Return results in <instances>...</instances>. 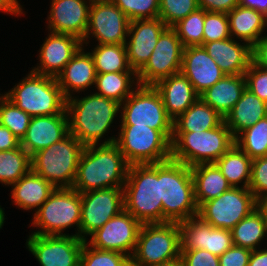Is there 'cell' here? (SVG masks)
<instances>
[{
    "label": "cell",
    "mask_w": 267,
    "mask_h": 266,
    "mask_svg": "<svg viewBox=\"0 0 267 266\" xmlns=\"http://www.w3.org/2000/svg\"><path fill=\"white\" fill-rule=\"evenodd\" d=\"M184 48L203 45L204 10L198 8L172 27Z\"/></svg>",
    "instance_id": "f35d334b"
},
{
    "label": "cell",
    "mask_w": 267,
    "mask_h": 266,
    "mask_svg": "<svg viewBox=\"0 0 267 266\" xmlns=\"http://www.w3.org/2000/svg\"><path fill=\"white\" fill-rule=\"evenodd\" d=\"M183 50L176 31L168 27L160 35L145 66L137 73L139 85L154 86L160 80L181 72Z\"/></svg>",
    "instance_id": "5bb4252c"
},
{
    "label": "cell",
    "mask_w": 267,
    "mask_h": 266,
    "mask_svg": "<svg viewBox=\"0 0 267 266\" xmlns=\"http://www.w3.org/2000/svg\"><path fill=\"white\" fill-rule=\"evenodd\" d=\"M39 51V62L32 72L57 77L82 45V40L70 34L50 32Z\"/></svg>",
    "instance_id": "44dd1931"
},
{
    "label": "cell",
    "mask_w": 267,
    "mask_h": 266,
    "mask_svg": "<svg viewBox=\"0 0 267 266\" xmlns=\"http://www.w3.org/2000/svg\"><path fill=\"white\" fill-rule=\"evenodd\" d=\"M31 170V156L19 146L0 151V183L11 186Z\"/></svg>",
    "instance_id": "8d00e7d4"
},
{
    "label": "cell",
    "mask_w": 267,
    "mask_h": 266,
    "mask_svg": "<svg viewBox=\"0 0 267 266\" xmlns=\"http://www.w3.org/2000/svg\"><path fill=\"white\" fill-rule=\"evenodd\" d=\"M257 209L263 214L267 222V193L257 199Z\"/></svg>",
    "instance_id": "9f6ffc18"
},
{
    "label": "cell",
    "mask_w": 267,
    "mask_h": 266,
    "mask_svg": "<svg viewBox=\"0 0 267 266\" xmlns=\"http://www.w3.org/2000/svg\"><path fill=\"white\" fill-rule=\"evenodd\" d=\"M230 37L228 15L204 10L203 43L225 40Z\"/></svg>",
    "instance_id": "ee69618b"
},
{
    "label": "cell",
    "mask_w": 267,
    "mask_h": 266,
    "mask_svg": "<svg viewBox=\"0 0 267 266\" xmlns=\"http://www.w3.org/2000/svg\"><path fill=\"white\" fill-rule=\"evenodd\" d=\"M198 8V0H159L158 18H161L167 27H173Z\"/></svg>",
    "instance_id": "b9f144b4"
},
{
    "label": "cell",
    "mask_w": 267,
    "mask_h": 266,
    "mask_svg": "<svg viewBox=\"0 0 267 266\" xmlns=\"http://www.w3.org/2000/svg\"><path fill=\"white\" fill-rule=\"evenodd\" d=\"M239 4L244 7L255 9L267 16V0H239Z\"/></svg>",
    "instance_id": "11a10c76"
},
{
    "label": "cell",
    "mask_w": 267,
    "mask_h": 266,
    "mask_svg": "<svg viewBox=\"0 0 267 266\" xmlns=\"http://www.w3.org/2000/svg\"><path fill=\"white\" fill-rule=\"evenodd\" d=\"M93 49L96 74L135 72L129 66L125 44H97Z\"/></svg>",
    "instance_id": "d590c367"
},
{
    "label": "cell",
    "mask_w": 267,
    "mask_h": 266,
    "mask_svg": "<svg viewBox=\"0 0 267 266\" xmlns=\"http://www.w3.org/2000/svg\"><path fill=\"white\" fill-rule=\"evenodd\" d=\"M230 231L235 246L254 251L258 249L257 246L267 236V222L263 214L258 209H255Z\"/></svg>",
    "instance_id": "e575fe53"
},
{
    "label": "cell",
    "mask_w": 267,
    "mask_h": 266,
    "mask_svg": "<svg viewBox=\"0 0 267 266\" xmlns=\"http://www.w3.org/2000/svg\"><path fill=\"white\" fill-rule=\"evenodd\" d=\"M194 183V196L198 208L206 201L217 198L231 185L215 163L190 167Z\"/></svg>",
    "instance_id": "f546056e"
},
{
    "label": "cell",
    "mask_w": 267,
    "mask_h": 266,
    "mask_svg": "<svg viewBox=\"0 0 267 266\" xmlns=\"http://www.w3.org/2000/svg\"><path fill=\"white\" fill-rule=\"evenodd\" d=\"M69 134V119L67 111L49 116H34L31 118L25 136L20 146L32 156L36 152L59 142Z\"/></svg>",
    "instance_id": "7402d4cb"
},
{
    "label": "cell",
    "mask_w": 267,
    "mask_h": 266,
    "mask_svg": "<svg viewBox=\"0 0 267 266\" xmlns=\"http://www.w3.org/2000/svg\"><path fill=\"white\" fill-rule=\"evenodd\" d=\"M246 89L245 75H225L199 97L223 118L231 111Z\"/></svg>",
    "instance_id": "4316f807"
},
{
    "label": "cell",
    "mask_w": 267,
    "mask_h": 266,
    "mask_svg": "<svg viewBox=\"0 0 267 266\" xmlns=\"http://www.w3.org/2000/svg\"><path fill=\"white\" fill-rule=\"evenodd\" d=\"M235 144L252 160L267 155V116L240 132Z\"/></svg>",
    "instance_id": "74e56055"
},
{
    "label": "cell",
    "mask_w": 267,
    "mask_h": 266,
    "mask_svg": "<svg viewBox=\"0 0 267 266\" xmlns=\"http://www.w3.org/2000/svg\"><path fill=\"white\" fill-rule=\"evenodd\" d=\"M91 2H94V1H111V0H90Z\"/></svg>",
    "instance_id": "91938a15"
},
{
    "label": "cell",
    "mask_w": 267,
    "mask_h": 266,
    "mask_svg": "<svg viewBox=\"0 0 267 266\" xmlns=\"http://www.w3.org/2000/svg\"><path fill=\"white\" fill-rule=\"evenodd\" d=\"M130 21L159 16V0H111Z\"/></svg>",
    "instance_id": "7bdbcfd3"
},
{
    "label": "cell",
    "mask_w": 267,
    "mask_h": 266,
    "mask_svg": "<svg viewBox=\"0 0 267 266\" xmlns=\"http://www.w3.org/2000/svg\"><path fill=\"white\" fill-rule=\"evenodd\" d=\"M202 46L226 75L245 74L252 62V47L231 37L203 43Z\"/></svg>",
    "instance_id": "cb8c5ba5"
},
{
    "label": "cell",
    "mask_w": 267,
    "mask_h": 266,
    "mask_svg": "<svg viewBox=\"0 0 267 266\" xmlns=\"http://www.w3.org/2000/svg\"><path fill=\"white\" fill-rule=\"evenodd\" d=\"M56 80L66 99L72 97L73 91H84L94 85L96 70L90 52H84L81 46L57 75Z\"/></svg>",
    "instance_id": "d4e9b609"
},
{
    "label": "cell",
    "mask_w": 267,
    "mask_h": 266,
    "mask_svg": "<svg viewBox=\"0 0 267 266\" xmlns=\"http://www.w3.org/2000/svg\"><path fill=\"white\" fill-rule=\"evenodd\" d=\"M184 266H220L219 257L204 249L181 250Z\"/></svg>",
    "instance_id": "7dc6e473"
},
{
    "label": "cell",
    "mask_w": 267,
    "mask_h": 266,
    "mask_svg": "<svg viewBox=\"0 0 267 266\" xmlns=\"http://www.w3.org/2000/svg\"><path fill=\"white\" fill-rule=\"evenodd\" d=\"M85 146L70 133L31 156V170L55 188H72Z\"/></svg>",
    "instance_id": "52a82bcc"
},
{
    "label": "cell",
    "mask_w": 267,
    "mask_h": 266,
    "mask_svg": "<svg viewBox=\"0 0 267 266\" xmlns=\"http://www.w3.org/2000/svg\"><path fill=\"white\" fill-rule=\"evenodd\" d=\"M94 85L98 90L96 94L122 104L139 83L136 72H113L96 74Z\"/></svg>",
    "instance_id": "836d02e7"
},
{
    "label": "cell",
    "mask_w": 267,
    "mask_h": 266,
    "mask_svg": "<svg viewBox=\"0 0 267 266\" xmlns=\"http://www.w3.org/2000/svg\"><path fill=\"white\" fill-rule=\"evenodd\" d=\"M266 116V102L262 101L246 88L243 91L241 98L224 118V122L230 129L232 135L236 137L240 132L253 126Z\"/></svg>",
    "instance_id": "f1b7e54d"
},
{
    "label": "cell",
    "mask_w": 267,
    "mask_h": 266,
    "mask_svg": "<svg viewBox=\"0 0 267 266\" xmlns=\"http://www.w3.org/2000/svg\"><path fill=\"white\" fill-rule=\"evenodd\" d=\"M20 146V140L12 132L0 124V151L16 149Z\"/></svg>",
    "instance_id": "816d5d0a"
},
{
    "label": "cell",
    "mask_w": 267,
    "mask_h": 266,
    "mask_svg": "<svg viewBox=\"0 0 267 266\" xmlns=\"http://www.w3.org/2000/svg\"><path fill=\"white\" fill-rule=\"evenodd\" d=\"M80 194L81 222L79 238L83 240H87V236H90L112 217L125 210L123 188L112 187Z\"/></svg>",
    "instance_id": "4fadbf2b"
},
{
    "label": "cell",
    "mask_w": 267,
    "mask_h": 266,
    "mask_svg": "<svg viewBox=\"0 0 267 266\" xmlns=\"http://www.w3.org/2000/svg\"><path fill=\"white\" fill-rule=\"evenodd\" d=\"M160 199L163 223H179L198 216L189 166L172 159L160 163Z\"/></svg>",
    "instance_id": "277c9868"
},
{
    "label": "cell",
    "mask_w": 267,
    "mask_h": 266,
    "mask_svg": "<svg viewBox=\"0 0 267 266\" xmlns=\"http://www.w3.org/2000/svg\"><path fill=\"white\" fill-rule=\"evenodd\" d=\"M257 209V199L248 188L231 187L198 208V217L214 228L231 230Z\"/></svg>",
    "instance_id": "7c38bea8"
},
{
    "label": "cell",
    "mask_w": 267,
    "mask_h": 266,
    "mask_svg": "<svg viewBox=\"0 0 267 266\" xmlns=\"http://www.w3.org/2000/svg\"><path fill=\"white\" fill-rule=\"evenodd\" d=\"M141 225L132 214L123 210L93 232L87 243L95 249L114 251L131 258Z\"/></svg>",
    "instance_id": "e0dca14e"
},
{
    "label": "cell",
    "mask_w": 267,
    "mask_h": 266,
    "mask_svg": "<svg viewBox=\"0 0 267 266\" xmlns=\"http://www.w3.org/2000/svg\"><path fill=\"white\" fill-rule=\"evenodd\" d=\"M234 144L235 137L224 121L201 132H173L171 159L189 167L215 163Z\"/></svg>",
    "instance_id": "5b68a950"
},
{
    "label": "cell",
    "mask_w": 267,
    "mask_h": 266,
    "mask_svg": "<svg viewBox=\"0 0 267 266\" xmlns=\"http://www.w3.org/2000/svg\"><path fill=\"white\" fill-rule=\"evenodd\" d=\"M231 38L248 43L251 47L262 37L266 16L255 9L240 4L227 13Z\"/></svg>",
    "instance_id": "4dcf8cb0"
},
{
    "label": "cell",
    "mask_w": 267,
    "mask_h": 266,
    "mask_svg": "<svg viewBox=\"0 0 267 266\" xmlns=\"http://www.w3.org/2000/svg\"><path fill=\"white\" fill-rule=\"evenodd\" d=\"M248 189L256 199L267 193V155L252 160Z\"/></svg>",
    "instance_id": "f6af8a7d"
},
{
    "label": "cell",
    "mask_w": 267,
    "mask_h": 266,
    "mask_svg": "<svg viewBox=\"0 0 267 266\" xmlns=\"http://www.w3.org/2000/svg\"><path fill=\"white\" fill-rule=\"evenodd\" d=\"M116 144L129 165L157 164L171 159V142L149 126L120 125Z\"/></svg>",
    "instance_id": "30bf717a"
},
{
    "label": "cell",
    "mask_w": 267,
    "mask_h": 266,
    "mask_svg": "<svg viewBox=\"0 0 267 266\" xmlns=\"http://www.w3.org/2000/svg\"><path fill=\"white\" fill-rule=\"evenodd\" d=\"M3 209L4 208H1V206H0V229L4 225V220H5V212Z\"/></svg>",
    "instance_id": "680465c9"
},
{
    "label": "cell",
    "mask_w": 267,
    "mask_h": 266,
    "mask_svg": "<svg viewBox=\"0 0 267 266\" xmlns=\"http://www.w3.org/2000/svg\"><path fill=\"white\" fill-rule=\"evenodd\" d=\"M181 254L180 229L175 222L142 224L131 266H155Z\"/></svg>",
    "instance_id": "9c48e42d"
},
{
    "label": "cell",
    "mask_w": 267,
    "mask_h": 266,
    "mask_svg": "<svg viewBox=\"0 0 267 266\" xmlns=\"http://www.w3.org/2000/svg\"><path fill=\"white\" fill-rule=\"evenodd\" d=\"M168 27L161 18L130 21L125 42L129 66L138 73L149 60L160 35ZM129 37V38H128Z\"/></svg>",
    "instance_id": "d6986e66"
},
{
    "label": "cell",
    "mask_w": 267,
    "mask_h": 266,
    "mask_svg": "<svg viewBox=\"0 0 267 266\" xmlns=\"http://www.w3.org/2000/svg\"><path fill=\"white\" fill-rule=\"evenodd\" d=\"M115 142L116 137H110L99 146H85L73 189L85 193L112 187L124 188L130 165Z\"/></svg>",
    "instance_id": "6da1fadb"
},
{
    "label": "cell",
    "mask_w": 267,
    "mask_h": 266,
    "mask_svg": "<svg viewBox=\"0 0 267 266\" xmlns=\"http://www.w3.org/2000/svg\"><path fill=\"white\" fill-rule=\"evenodd\" d=\"M178 224L181 250L204 249L219 257L234 245L229 229L214 228L198 216Z\"/></svg>",
    "instance_id": "ac0fdd59"
},
{
    "label": "cell",
    "mask_w": 267,
    "mask_h": 266,
    "mask_svg": "<svg viewBox=\"0 0 267 266\" xmlns=\"http://www.w3.org/2000/svg\"><path fill=\"white\" fill-rule=\"evenodd\" d=\"M246 88L267 103V69L250 63L245 72Z\"/></svg>",
    "instance_id": "bcb514c9"
},
{
    "label": "cell",
    "mask_w": 267,
    "mask_h": 266,
    "mask_svg": "<svg viewBox=\"0 0 267 266\" xmlns=\"http://www.w3.org/2000/svg\"><path fill=\"white\" fill-rule=\"evenodd\" d=\"M154 87L159 92L166 112L173 121L199 98V94L182 72L160 80Z\"/></svg>",
    "instance_id": "484cf974"
},
{
    "label": "cell",
    "mask_w": 267,
    "mask_h": 266,
    "mask_svg": "<svg viewBox=\"0 0 267 266\" xmlns=\"http://www.w3.org/2000/svg\"><path fill=\"white\" fill-rule=\"evenodd\" d=\"M252 62L260 68L267 69V35L262 36L252 46Z\"/></svg>",
    "instance_id": "f907efd6"
},
{
    "label": "cell",
    "mask_w": 267,
    "mask_h": 266,
    "mask_svg": "<svg viewBox=\"0 0 267 266\" xmlns=\"http://www.w3.org/2000/svg\"><path fill=\"white\" fill-rule=\"evenodd\" d=\"M12 186L11 197L14 204L23 210L35 209V212L48 199L55 187L30 170Z\"/></svg>",
    "instance_id": "83f0119b"
},
{
    "label": "cell",
    "mask_w": 267,
    "mask_h": 266,
    "mask_svg": "<svg viewBox=\"0 0 267 266\" xmlns=\"http://www.w3.org/2000/svg\"><path fill=\"white\" fill-rule=\"evenodd\" d=\"M248 266H267V249L252 251Z\"/></svg>",
    "instance_id": "db71d44e"
},
{
    "label": "cell",
    "mask_w": 267,
    "mask_h": 266,
    "mask_svg": "<svg viewBox=\"0 0 267 266\" xmlns=\"http://www.w3.org/2000/svg\"><path fill=\"white\" fill-rule=\"evenodd\" d=\"M252 250L233 245L219 256L220 266H248Z\"/></svg>",
    "instance_id": "c3c4849f"
},
{
    "label": "cell",
    "mask_w": 267,
    "mask_h": 266,
    "mask_svg": "<svg viewBox=\"0 0 267 266\" xmlns=\"http://www.w3.org/2000/svg\"><path fill=\"white\" fill-rule=\"evenodd\" d=\"M85 240L74 235H29L27 249L41 266H80Z\"/></svg>",
    "instance_id": "2e32d148"
},
{
    "label": "cell",
    "mask_w": 267,
    "mask_h": 266,
    "mask_svg": "<svg viewBox=\"0 0 267 266\" xmlns=\"http://www.w3.org/2000/svg\"><path fill=\"white\" fill-rule=\"evenodd\" d=\"M123 189L125 210L141 224L163 223L160 163L130 165Z\"/></svg>",
    "instance_id": "3957f363"
},
{
    "label": "cell",
    "mask_w": 267,
    "mask_h": 266,
    "mask_svg": "<svg viewBox=\"0 0 267 266\" xmlns=\"http://www.w3.org/2000/svg\"><path fill=\"white\" fill-rule=\"evenodd\" d=\"M48 30L83 40L89 22L90 0H51Z\"/></svg>",
    "instance_id": "ffe728a7"
},
{
    "label": "cell",
    "mask_w": 267,
    "mask_h": 266,
    "mask_svg": "<svg viewBox=\"0 0 267 266\" xmlns=\"http://www.w3.org/2000/svg\"><path fill=\"white\" fill-rule=\"evenodd\" d=\"M223 121L224 118L199 97L173 121V132H201L215 128Z\"/></svg>",
    "instance_id": "1f68e13d"
},
{
    "label": "cell",
    "mask_w": 267,
    "mask_h": 266,
    "mask_svg": "<svg viewBox=\"0 0 267 266\" xmlns=\"http://www.w3.org/2000/svg\"><path fill=\"white\" fill-rule=\"evenodd\" d=\"M215 164L221 170L231 187L249 188L252 159L234 144ZM244 180V181H243Z\"/></svg>",
    "instance_id": "d6a6232c"
},
{
    "label": "cell",
    "mask_w": 267,
    "mask_h": 266,
    "mask_svg": "<svg viewBox=\"0 0 267 266\" xmlns=\"http://www.w3.org/2000/svg\"><path fill=\"white\" fill-rule=\"evenodd\" d=\"M22 6L18 0H0V11L11 14L21 15L23 14Z\"/></svg>",
    "instance_id": "f5cc1de1"
},
{
    "label": "cell",
    "mask_w": 267,
    "mask_h": 266,
    "mask_svg": "<svg viewBox=\"0 0 267 266\" xmlns=\"http://www.w3.org/2000/svg\"><path fill=\"white\" fill-rule=\"evenodd\" d=\"M85 240L81 255L80 266H131V259L125 254L114 251L98 250Z\"/></svg>",
    "instance_id": "60d3db41"
},
{
    "label": "cell",
    "mask_w": 267,
    "mask_h": 266,
    "mask_svg": "<svg viewBox=\"0 0 267 266\" xmlns=\"http://www.w3.org/2000/svg\"><path fill=\"white\" fill-rule=\"evenodd\" d=\"M121 109V125L149 126L159 130L171 142L173 120L154 86H137L121 104Z\"/></svg>",
    "instance_id": "8fae6325"
},
{
    "label": "cell",
    "mask_w": 267,
    "mask_h": 266,
    "mask_svg": "<svg viewBox=\"0 0 267 266\" xmlns=\"http://www.w3.org/2000/svg\"><path fill=\"white\" fill-rule=\"evenodd\" d=\"M31 118L4 95L0 96V124L7 127L20 141L27 132Z\"/></svg>",
    "instance_id": "ab89813d"
},
{
    "label": "cell",
    "mask_w": 267,
    "mask_h": 266,
    "mask_svg": "<svg viewBox=\"0 0 267 266\" xmlns=\"http://www.w3.org/2000/svg\"><path fill=\"white\" fill-rule=\"evenodd\" d=\"M121 104L91 93L86 97H70L66 100L69 133L84 146L97 145L108 132Z\"/></svg>",
    "instance_id": "7a4b0ae2"
},
{
    "label": "cell",
    "mask_w": 267,
    "mask_h": 266,
    "mask_svg": "<svg viewBox=\"0 0 267 266\" xmlns=\"http://www.w3.org/2000/svg\"><path fill=\"white\" fill-rule=\"evenodd\" d=\"M129 25V18L112 1H94L82 45L90 42V35L98 44H125Z\"/></svg>",
    "instance_id": "9a60e30c"
},
{
    "label": "cell",
    "mask_w": 267,
    "mask_h": 266,
    "mask_svg": "<svg viewBox=\"0 0 267 266\" xmlns=\"http://www.w3.org/2000/svg\"><path fill=\"white\" fill-rule=\"evenodd\" d=\"M181 72L199 95L226 75L203 46L184 48Z\"/></svg>",
    "instance_id": "603a6c76"
},
{
    "label": "cell",
    "mask_w": 267,
    "mask_h": 266,
    "mask_svg": "<svg viewBox=\"0 0 267 266\" xmlns=\"http://www.w3.org/2000/svg\"><path fill=\"white\" fill-rule=\"evenodd\" d=\"M155 266H184V264H183L181 257H178L172 261L161 263V264L155 265Z\"/></svg>",
    "instance_id": "6f0895ef"
},
{
    "label": "cell",
    "mask_w": 267,
    "mask_h": 266,
    "mask_svg": "<svg viewBox=\"0 0 267 266\" xmlns=\"http://www.w3.org/2000/svg\"><path fill=\"white\" fill-rule=\"evenodd\" d=\"M3 95L31 117L61 114L66 110L67 99L56 77L32 71Z\"/></svg>",
    "instance_id": "8992f818"
},
{
    "label": "cell",
    "mask_w": 267,
    "mask_h": 266,
    "mask_svg": "<svg viewBox=\"0 0 267 266\" xmlns=\"http://www.w3.org/2000/svg\"><path fill=\"white\" fill-rule=\"evenodd\" d=\"M199 8L208 12L228 13L239 5V0H198Z\"/></svg>",
    "instance_id": "681fc988"
},
{
    "label": "cell",
    "mask_w": 267,
    "mask_h": 266,
    "mask_svg": "<svg viewBox=\"0 0 267 266\" xmlns=\"http://www.w3.org/2000/svg\"><path fill=\"white\" fill-rule=\"evenodd\" d=\"M81 194L73 188H55L43 205L34 213L31 224L39 228L34 235H69L64 230L76 226L79 238Z\"/></svg>",
    "instance_id": "ba28073f"
}]
</instances>
